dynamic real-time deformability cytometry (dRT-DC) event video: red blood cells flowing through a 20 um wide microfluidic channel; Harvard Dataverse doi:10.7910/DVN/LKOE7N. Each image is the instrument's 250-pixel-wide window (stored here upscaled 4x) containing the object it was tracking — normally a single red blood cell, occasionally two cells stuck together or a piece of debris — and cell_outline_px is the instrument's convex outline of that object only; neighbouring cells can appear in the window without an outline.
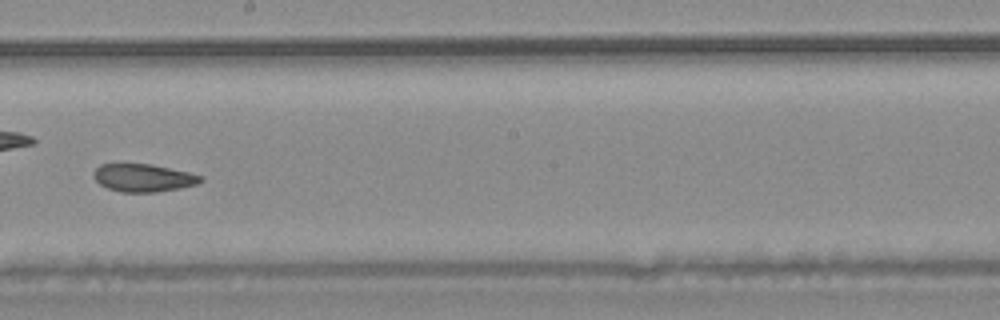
{"species": "common noctule bat (a hibernating species)", "species_latin": "Nyctalus noctula", "temperature_condition": "warm", "stored_images_in_passage": 42, "camera_frame_rate_fps": 3000, "um_per_image_px": 0.085, "animal": {"sex": "male", "body_mass_g": 20.4}, "frame": {"image": 1, "passage_image": 24, "time_ms": 7.667, "image_size_px": [1000, 320], "cell_outline_px": [[204, 180], [196, 184], [180, 188], [156, 192], [120, 192], [108, 188], [100, 184], [92, 176], [92, 172], [100, 164], [148, 164], [188, 172], [204, 176]], "centroid_in_image_um": [12.17, 15.12], "position_along_channel_um": 236.0, "area_um2": 17.28}}